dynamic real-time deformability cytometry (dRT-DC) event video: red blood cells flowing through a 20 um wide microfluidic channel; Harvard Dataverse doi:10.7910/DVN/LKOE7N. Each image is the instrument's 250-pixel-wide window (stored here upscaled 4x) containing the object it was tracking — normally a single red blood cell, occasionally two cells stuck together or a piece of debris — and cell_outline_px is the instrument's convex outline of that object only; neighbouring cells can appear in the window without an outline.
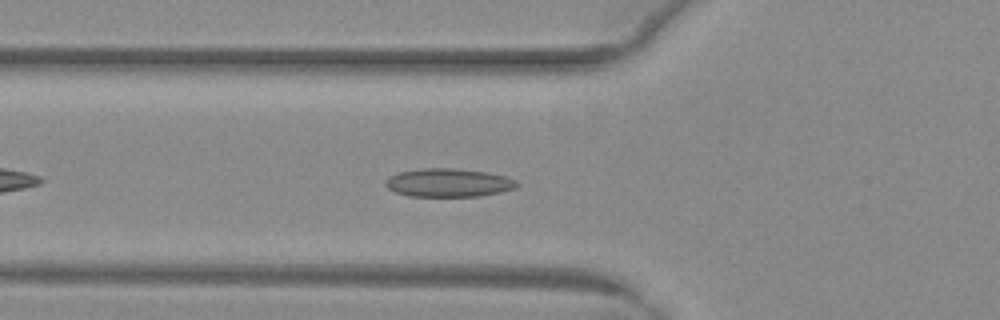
{"species": "common noctule bat (a hibernating species)", "species_latin": "Nyctalus noctula", "temperature_condition": "warm", "stored_images_in_passage": 34, "camera_frame_rate_fps": 3000, "um_per_image_px": 0.085, "animal": {"sex": "female", "body_mass_g": 29.2, "forearm_length_mm": 56.3}, "frame": {"image": 1, "passage_image": 7, "time_ms": 2.0, "image_size_px": [1000, 320], "cell_outline_px": [[520, 184], [516, 188], [500, 192], [480, 196], [408, 196], [396, 192], [388, 188], [384, 184], [384, 180], [388, 176], [400, 172], [424, 168], [456, 168], [488, 172], [504, 176], [516, 180]], "centroid_in_image_um": [38.12, 15.53], "position_along_channel_um": 87.7, "area_um2": 21.85}}
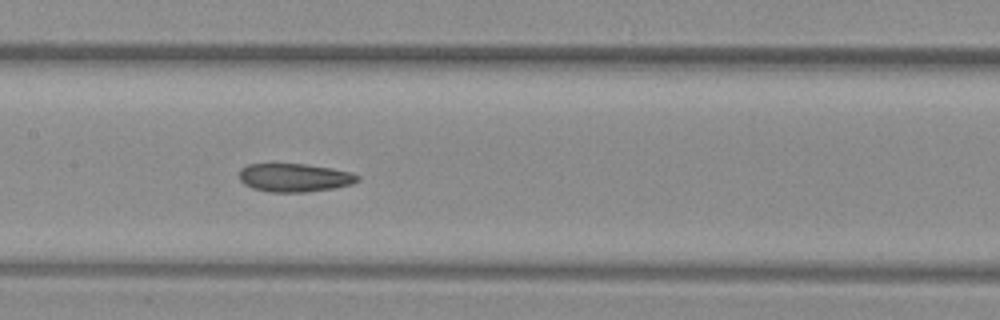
{"frame": {"image": 2, "passage_image": 14, "time_ms": 4.333, "image_size_px": [1000, 320], "cell_outline_px": [[360, 180], [352, 184], [332, 188], [304, 192], [268, 192], [252, 188], [244, 184], [240, 180], [240, 168], [248, 164], [304, 164], [352, 172], [360, 176]], "centroid_in_image_um": [25.02, 15.1], "position_along_channel_um": 182.4, "area_um2": 19.48}}
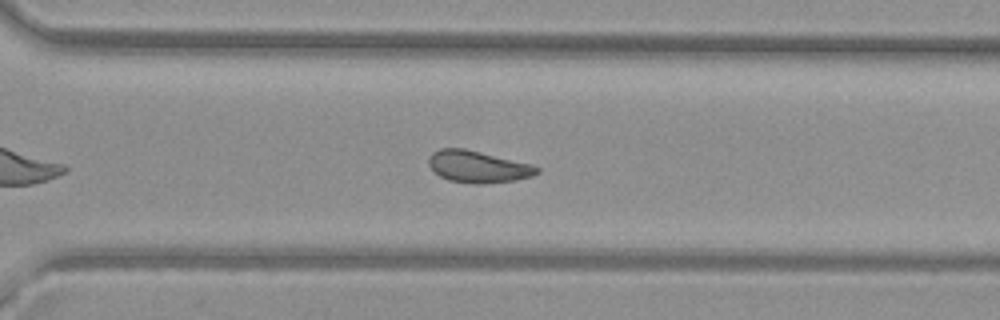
{"frame": {"image": 3, "passage_image": 25, "time_ms": 8.0, "image_size_px": [1000, 320], "cell_outline_px": [[540, 172], [532, 176], [516, 180], [484, 184], [472, 184], [448, 180], [440, 176], [428, 164], [428, 160], [432, 152], [440, 148], [464, 148], [532, 164], [540, 168]], "centroid_in_image_um": [40.64, 14.17], "position_along_channel_um": 330.0, "area_um2": 20.17}, "authors_computed_cell_mechanics": {"area_um2": 20.0277, "velocity_mm_per_s": 4.0382, "shape_relaxation_time_tau1_ms": null, "shape_relaxation_time_tau2_ms": 2.5896, "deformation_change_tau1": null, "deformation_change_tau2": 0.0752}}